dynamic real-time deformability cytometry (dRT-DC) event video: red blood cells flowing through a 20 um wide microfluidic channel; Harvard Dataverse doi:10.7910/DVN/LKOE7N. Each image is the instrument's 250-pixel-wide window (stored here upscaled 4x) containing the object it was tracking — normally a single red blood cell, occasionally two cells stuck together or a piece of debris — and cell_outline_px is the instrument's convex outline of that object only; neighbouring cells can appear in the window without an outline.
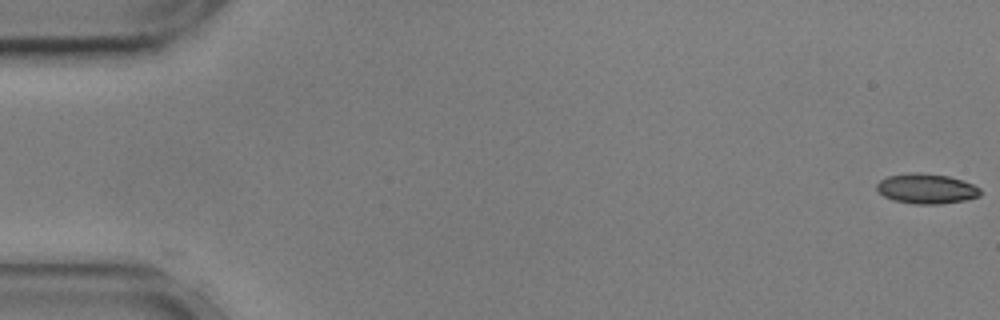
{"species": "common noctule bat (a hibernating species)", "species_latin": "Nyctalus noctula", "temperature_condition": "cold", "stored_images_in_passage": 28, "camera_frame_rate_fps": 3000, "um_per_image_px": 0.085, "animal": {"sex": "male", "body_mass_g": 17.9, "forearm_length_mm": 54.2}, "frame": {"image": 1, "passage_image": 1, "time_ms": 0.0, "image_size_px": [1000, 320], "cell_outline_px": [[980, 196], [964, 200], [940, 204], [912, 204], [892, 200], [876, 192], [876, 184], [880, 180], [888, 176], [908, 172], [924, 172], [948, 176], [972, 184], [980, 188]], "centroid_in_image_um": [78.69, 16.03], "position_along_channel_um": 6.3, "area_um2": 18.32}}
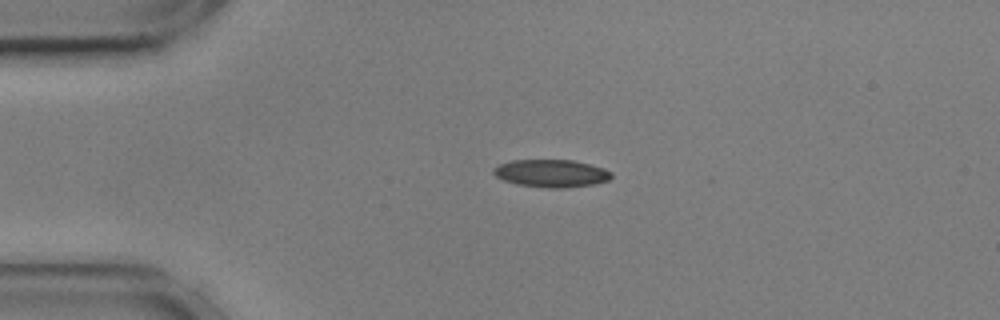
{"frame": {"image": 2, "passage_image": 13, "time_ms": 4.0, "image_size_px": [1000, 320], "cell_outline_px": [[612, 176], [608, 180], [592, 184], [564, 188], [548, 188], [516, 184], [504, 180], [496, 176], [492, 172], [492, 168], [500, 164], [512, 160], [572, 160], [604, 168], [612, 172]], "centroid_in_image_um": [46.84, 14.73], "position_along_channel_um": 38.2, "area_um2": 18.9}}
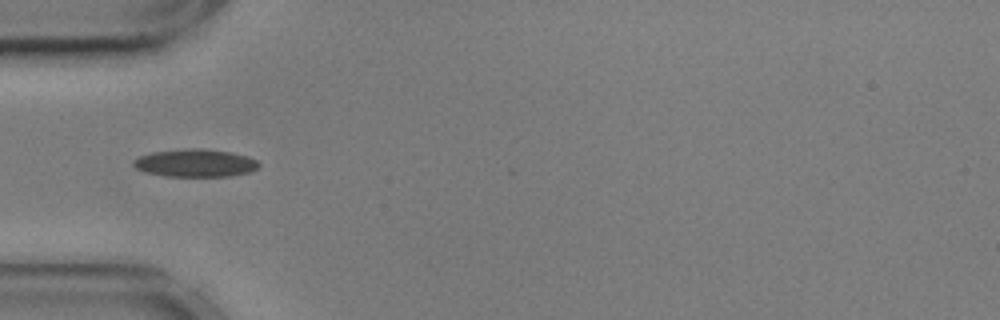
{"frame": {"image": 3, "passage_image": 18, "time_ms": 5.667, "image_size_px": [1000, 320], "cell_outline_px": [[260, 164], [256, 168], [248, 172], [228, 176], [168, 176], [144, 172], [136, 168], [132, 164], [132, 160], [140, 156], [152, 152], [188, 148], [200, 148], [232, 152], [248, 156], [256, 160]], "centroid_in_image_um": [16.57, 13.85], "position_along_channel_um": 68.4, "area_um2": 20.23}}